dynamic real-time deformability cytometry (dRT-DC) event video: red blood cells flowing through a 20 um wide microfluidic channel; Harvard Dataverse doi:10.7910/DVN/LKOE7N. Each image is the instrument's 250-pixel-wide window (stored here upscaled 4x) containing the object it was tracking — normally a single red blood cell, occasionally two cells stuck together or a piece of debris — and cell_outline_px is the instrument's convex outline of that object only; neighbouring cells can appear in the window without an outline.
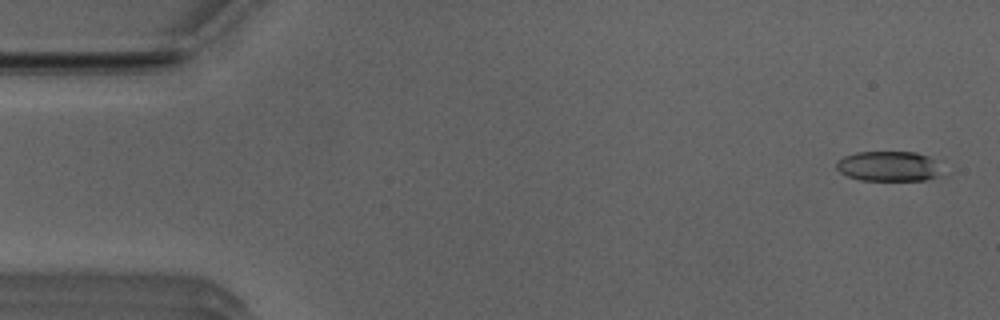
{"species": "Egyptian fruit bat (a non-hibernating species)", "species_latin": "Rousettus aegyptiacus", "temperature_condition": "room temperature", "stored_images_in_passage": 51, "camera_frame_rate_fps": 3000, "um_per_image_px": 0.085, "animal": {"sex": "male"}, "frame": {"image": 1, "passage_image": 2, "time_ms": 0.333, "image_size_px": [1000, 320], "cell_outline_px": [[948, 176], [924, 180], [860, 180], [848, 176], [840, 172], [836, 168], [836, 164], [844, 156], [856, 152], [916, 152], [928, 156]], "centroid_in_image_um": [75.6, 14.14], "position_along_channel_um": 9.4, "area_um2": 18.67}}
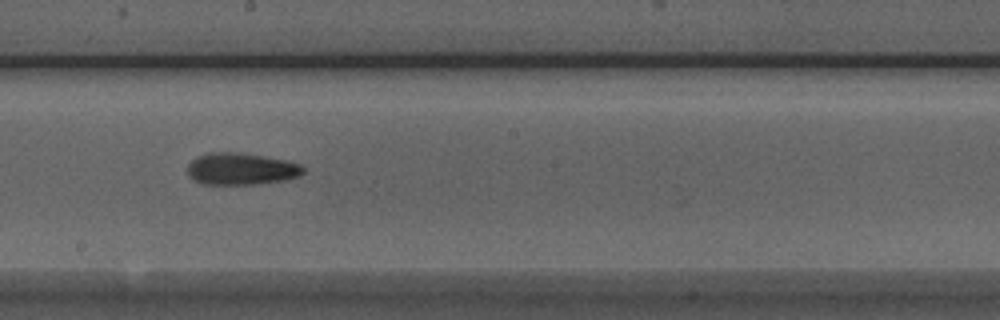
{"frame": {"image": 2, "passage_image": 28, "time_ms": 9.0, "image_size_px": [1000, 320], "cell_outline_px": [[304, 172], [300, 176], [284, 180], [256, 184], [204, 184], [192, 180], [188, 176], [188, 164], [196, 156], [208, 152], [236, 152], [264, 156], [284, 160], [300, 164], [304, 168]], "centroid_in_image_um": [20.46, 14.35], "position_along_channel_um": 227.7, "area_um2": 21.62}}
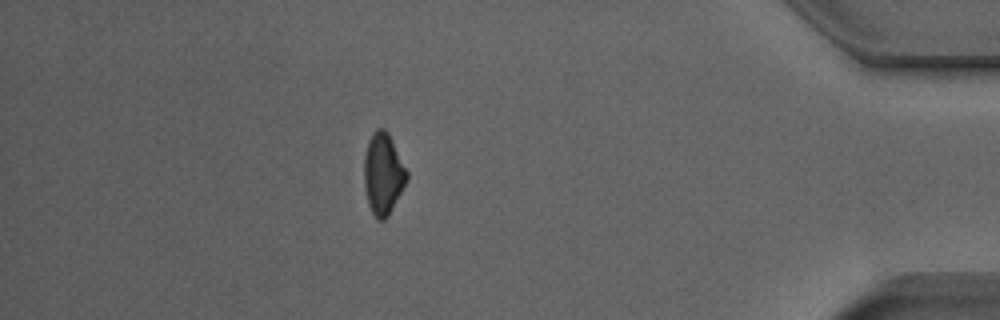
{"frame": {"image": 3, "passage_image": 45, "time_ms": 14.667, "image_size_px": [1000, 320], "cell_outline_px": [[408, 180], [388, 216], [384, 220], [376, 220], [368, 204], [364, 188], [364, 156], [368, 140], [372, 132], [376, 128], [384, 128], [388, 132], [408, 172]], "centroid_in_image_um": [32.56, 14.77], "position_along_channel_um": 402.6, "area_um2": 20.46}, "authors_computed_cell_mechanics": {"area_um2": 20.4612, "velocity_mm_per_s": 3.9614, "shape_relaxation_time_tau1_ms": 4.4399, "shape_relaxation_time_tau2_ms": 4.9764, "deformation_change_tau1": 0.1617, "deformation_change_tau2": 0.1579}}